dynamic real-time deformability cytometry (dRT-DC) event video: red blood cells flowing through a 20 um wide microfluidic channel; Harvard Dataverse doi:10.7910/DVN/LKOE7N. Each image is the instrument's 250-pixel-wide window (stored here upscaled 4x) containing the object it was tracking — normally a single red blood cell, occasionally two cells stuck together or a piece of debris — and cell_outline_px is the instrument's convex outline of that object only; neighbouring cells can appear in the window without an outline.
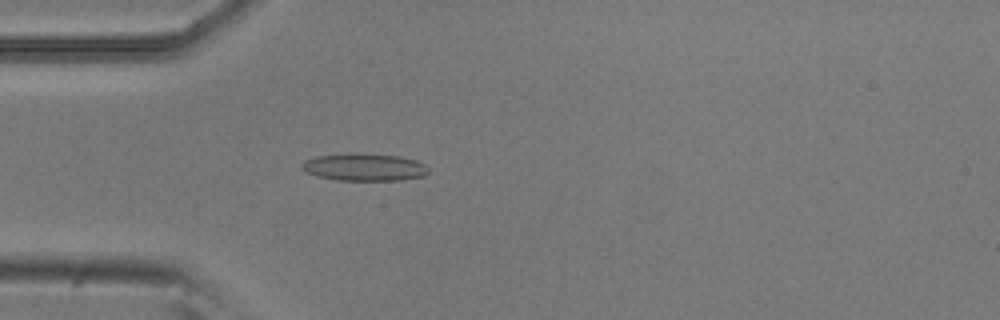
{"species": "common noctule bat (a hibernating species)", "species_latin": "Nyctalus noctula", "temperature_condition": "room temperature", "stored_images_in_passage": 53, "camera_frame_rate_fps": 3000, "um_per_image_px": 0.085, "animal": {"sex": "male", "body_mass_g": 20.5, "forearm_length_mm": 52.5}, "frame": {"image": 1, "passage_image": 15, "time_ms": 4.667, "image_size_px": [1000, 320], "cell_outline_px": [[428, 172], [424, 176], [400, 180], [336, 180], [316, 176], [300, 168], [300, 164], [304, 160], [316, 156], [348, 152], [352, 152], [400, 156], [416, 160], [424, 164], [428, 168]], "centroid_in_image_um": [30.93, 14.19], "position_along_channel_um": 54.1, "area_um2": 20.52}}
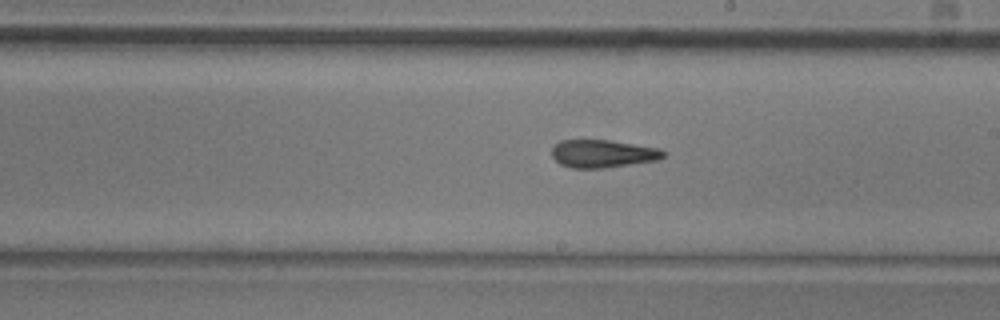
{"frame": {"image": 2, "passage_image": 30, "time_ms": 9.667, "image_size_px": [1000, 320], "cell_outline_px": [[668, 152], [664, 156], [656, 160], [604, 168], [572, 168], [560, 164], [552, 156], [552, 148], [560, 140], [608, 140], [660, 148]], "centroid_in_image_um": [51.24, 13.06], "position_along_channel_um": 237.8, "area_um2": 18.03}}
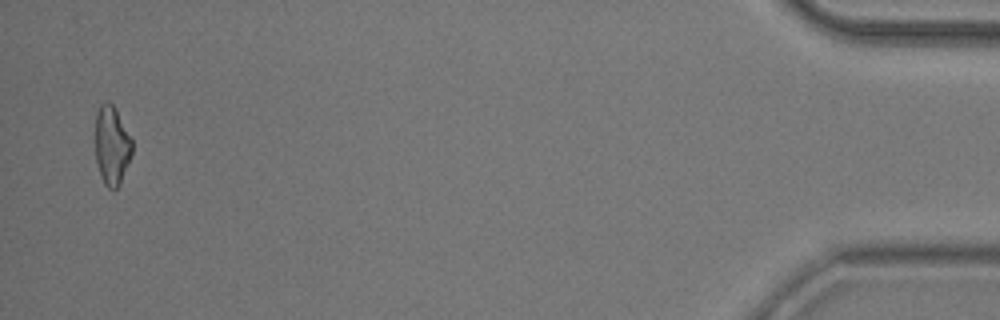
{"frame": {"image": 3, "passage_image": 52, "time_ms": 17.0, "image_size_px": [1000, 320], "cell_outline_px": [[132, 152], [120, 184], [116, 188], [108, 188], [104, 184], [100, 176], [96, 160], [96, 112], [100, 104], [104, 100], [108, 100], [116, 108], [132, 140]], "centroid_in_image_um": [9.49, 12.32], "position_along_channel_um": 425.7, "area_um2": 16.94}, "authors_computed_cell_mechanics": {"area_um2": 18.4382, "velocity_mm_per_s": 3.7736, "shape_relaxation_time_tau1_ms": null, "shape_relaxation_time_tau2_ms": 5.104, "deformation_change_tau1": null, "deformation_change_tau2": 0.1472}}